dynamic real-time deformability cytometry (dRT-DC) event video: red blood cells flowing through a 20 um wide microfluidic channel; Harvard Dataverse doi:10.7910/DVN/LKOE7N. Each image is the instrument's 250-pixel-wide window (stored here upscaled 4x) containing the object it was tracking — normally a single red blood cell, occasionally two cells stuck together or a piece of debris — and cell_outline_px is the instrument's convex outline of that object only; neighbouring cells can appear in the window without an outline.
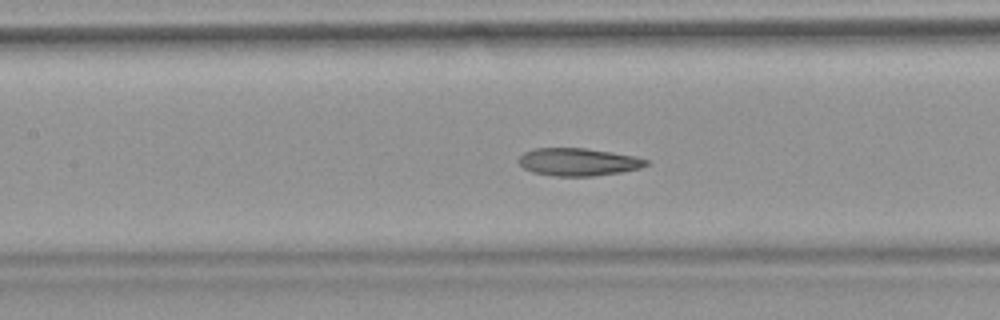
{"species": "common noctule bat (a hibernating species)", "species_latin": "Nyctalus noctula", "temperature_condition": "warm", "stored_images_in_passage": 40, "camera_frame_rate_fps": 3000, "um_per_image_px": 0.085, "animal": {"sex": "female", "body_mass_g": 18.4}, "frame": {"image": 1, "passage_image": 18, "time_ms": 5.667, "image_size_px": [1000, 320], "cell_outline_px": [[648, 164], [640, 168], [620, 172], [592, 176], [556, 176], [532, 172], [524, 168], [516, 160], [524, 152], [536, 148], [584, 148], [612, 152], [636, 156], [648, 160]], "centroid_in_image_um": [49.13, 13.76], "position_along_channel_um": 158.3, "area_um2": 20.52}}
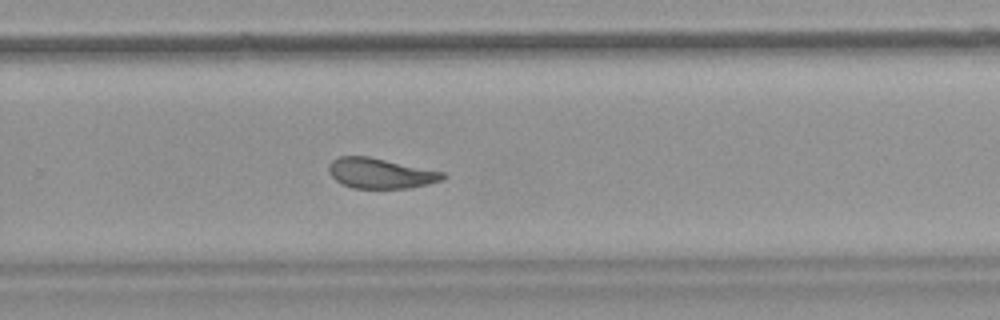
{"frame": {"image": 2, "passage_image": 29, "time_ms": 9.333, "image_size_px": [1000, 320], "cell_outline_px": [[448, 176], [444, 180], [428, 184], [408, 188], [352, 188], [336, 180], [328, 172], [328, 164], [332, 160], [340, 156], [368, 156], [444, 172]], "centroid_in_image_um": [32.35, 14.73], "position_along_channel_um": 297.4, "area_um2": 20.11}, "authors_computed_cell_mechanics": {"area_um2": 21.0103, "velocity_mm_per_s": 3.8145, "shape_relaxation_time_tau1_ms": 6.6868, "shape_relaxation_time_tau2_ms": 2.4207, "deformation_change_tau1": 0.1939, "deformation_change_tau2": 0.1037}}